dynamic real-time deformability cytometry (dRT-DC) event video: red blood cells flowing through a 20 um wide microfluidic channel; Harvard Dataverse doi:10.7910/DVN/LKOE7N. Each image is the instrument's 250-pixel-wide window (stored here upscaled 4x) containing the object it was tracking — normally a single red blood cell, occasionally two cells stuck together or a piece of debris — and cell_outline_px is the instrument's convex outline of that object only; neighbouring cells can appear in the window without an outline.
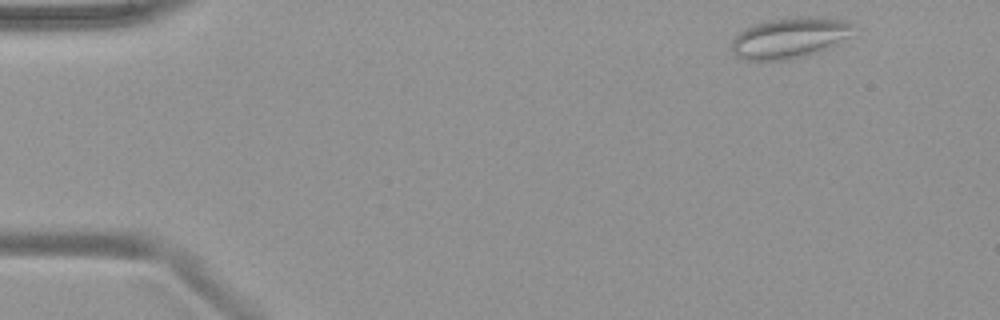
{"species": "common noctule bat (a hibernating species)", "species_latin": "Nyctalus noctula", "temperature_condition": "warm", "stored_images_in_passage": 47, "camera_frame_rate_fps": 3000, "um_per_image_px": 0.085, "animal": {"sex": "female", "body_mass_g": 19.9}, "frame": {"image": 1, "passage_image": 2, "time_ms": 0.333, "image_size_px": [1000, 320], "cell_outline_px": [[856, 36], [820, 52], [808, 56], [788, 60], [744, 60], [736, 56], [732, 52], [732, 40], [744, 28], [756, 24], [772, 20], [796, 16], [816, 16], [848, 20], [856, 24]], "centroid_in_image_um": [67.27, 3.21], "position_along_channel_um": 17.7, "area_um2": 29.88}}
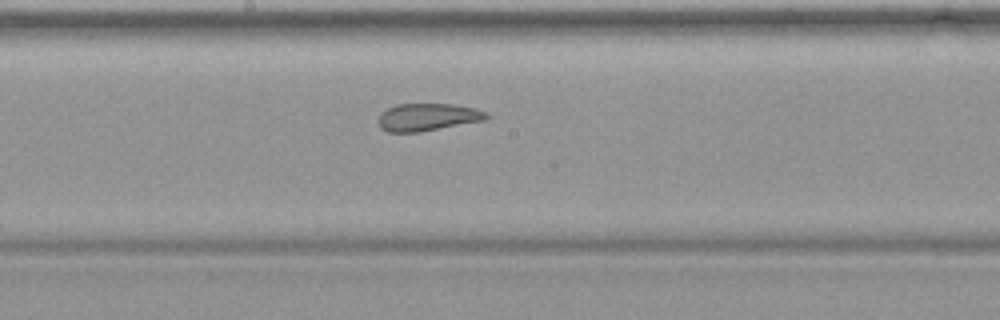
{"frame": {"image": 2, "passage_image": 24, "time_ms": 7.667, "image_size_px": [1000, 320], "cell_outline_px": [[492, 116], [484, 120], [420, 132], [388, 132], [380, 128], [376, 120], [380, 112], [396, 104], [456, 104], [476, 108], [488, 112]], "centroid_in_image_um": [36.34, 9.95], "position_along_channel_um": 211.9, "area_um2": 17.63}}
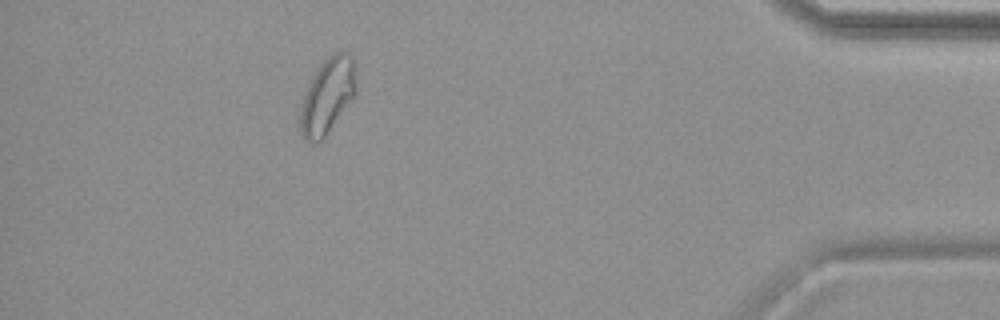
{"frame": {"image": 3, "passage_image": 42, "time_ms": 13.667, "image_size_px": [1000, 320], "cell_outline_px": [[356, 96], [324, 136], [320, 140], [304, 140], [300, 136], [300, 104], [308, 84], [312, 76], [320, 64], [332, 52], [348, 52], [352, 56], [356, 80]], "centroid_in_image_um": [27.83, 8.12], "position_along_channel_um": 407.4, "area_um2": 24.62}}